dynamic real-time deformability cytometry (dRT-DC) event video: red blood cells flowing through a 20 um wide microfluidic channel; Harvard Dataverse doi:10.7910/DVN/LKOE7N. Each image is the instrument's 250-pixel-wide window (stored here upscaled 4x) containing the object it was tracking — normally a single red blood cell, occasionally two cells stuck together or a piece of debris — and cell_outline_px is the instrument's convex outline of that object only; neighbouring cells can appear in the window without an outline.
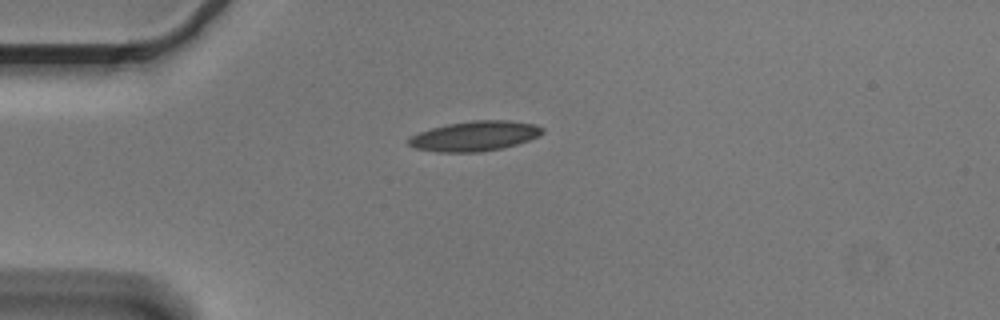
{"species": "Egyptian fruit bat (a non-hibernating species)", "species_latin": "Rousettus aegyptiacus", "temperature_condition": "cold", "stored_images_in_passage": 42, "camera_frame_rate_fps": 3000, "um_per_image_px": 0.085, "animal": {"sex": "male"}, "frame": {"image": 1, "passage_image": 1, "time_ms": 0.0, "image_size_px": [1000, 320], "cell_outline_px": [[544, 132], [540, 136], [516, 144], [500, 148], [480, 152], [436, 152], [416, 148], [408, 144], [408, 140], [412, 136], [420, 132], [432, 128], [448, 124], [472, 120], [512, 120], [536, 124], [544, 128]], "centroid_in_image_um": [40.4, 11.55], "position_along_channel_um": 44.6, "area_um2": 23.29}}
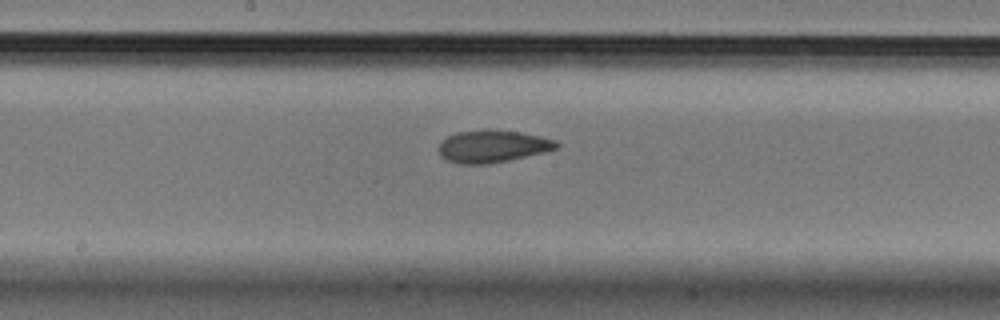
{"frame": {"image": 2, "passage_image": 16, "time_ms": 5.0, "image_size_px": [1000, 320], "cell_outline_px": [[560, 144], [556, 148], [544, 152], [508, 160], [488, 164], [460, 164], [444, 160], [440, 156], [436, 148], [448, 136], [456, 132], [520, 132], [540, 136], [556, 140]], "centroid_in_image_um": [41.83, 12.48], "position_along_channel_um": 206.4, "area_um2": 21.56}}
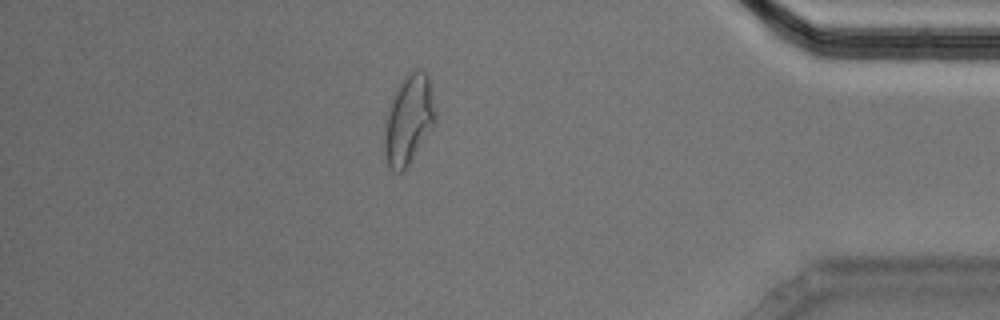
{"frame": {"image": 3, "passage_image": 35, "time_ms": 11.333, "image_size_px": [1000, 320], "cell_outline_px": [[436, 120], [432, 128], [404, 172], [396, 172], [388, 168], [384, 152], [384, 120], [388, 104], [396, 88], [404, 76], [408, 72], [424, 72], [428, 76], [436, 116]], "centroid_in_image_um": [34.68, 10.22], "position_along_channel_um": 400.5, "area_um2": 26.65}, "authors_computed_cell_mechanics": {"area_um2": 22.5998, "velocity_mm_per_s": 3.6207, "shape_relaxation_time_tau1_ms": 5.3211, "shape_relaxation_time_tau2_ms": 1.2939, "deformation_change_tau1": 0.1426, "deformation_change_tau2": 0.0622}}